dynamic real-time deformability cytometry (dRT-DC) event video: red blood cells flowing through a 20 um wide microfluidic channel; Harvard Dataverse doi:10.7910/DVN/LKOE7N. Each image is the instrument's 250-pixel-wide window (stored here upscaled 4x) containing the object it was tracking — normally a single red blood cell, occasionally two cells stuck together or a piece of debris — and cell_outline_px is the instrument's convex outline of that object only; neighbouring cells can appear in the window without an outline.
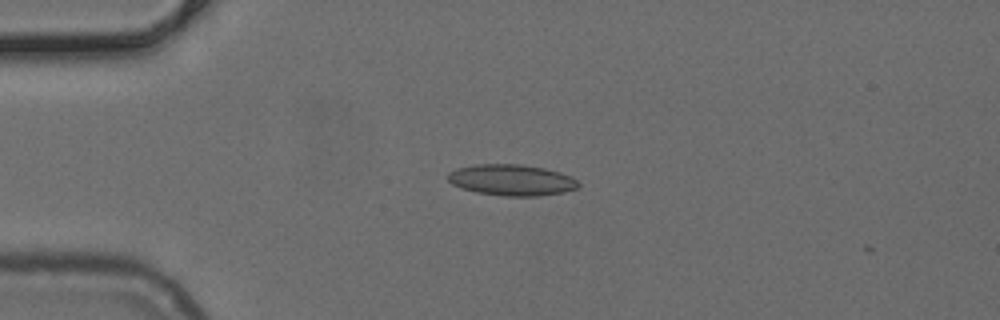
{"species": "common noctule bat (a hibernating species)", "species_latin": "Nyctalus noctula", "temperature_condition": "cold", "stored_images_in_passage": 2, "camera_frame_rate_fps": 3000, "um_per_image_px": 0.085, "animal": {"sex": "female", "body_mass_g": 24.6, "forearm_length_mm": 56.2}, "frame": {"image": 1, "passage_image": 1, "time_ms": 0.0, "image_size_px": [1000, 320], "cell_outline_px": [[580, 184], [576, 188], [564, 192], [536, 196], [504, 196], [476, 192], [460, 188], [452, 184], [448, 180], [448, 172], [456, 168], [476, 164], [520, 164], [544, 168], [560, 172], [572, 176]], "centroid_in_image_um": [43.47, 15.3], "position_along_channel_um": 41.5, "area_um2": 23.76}}